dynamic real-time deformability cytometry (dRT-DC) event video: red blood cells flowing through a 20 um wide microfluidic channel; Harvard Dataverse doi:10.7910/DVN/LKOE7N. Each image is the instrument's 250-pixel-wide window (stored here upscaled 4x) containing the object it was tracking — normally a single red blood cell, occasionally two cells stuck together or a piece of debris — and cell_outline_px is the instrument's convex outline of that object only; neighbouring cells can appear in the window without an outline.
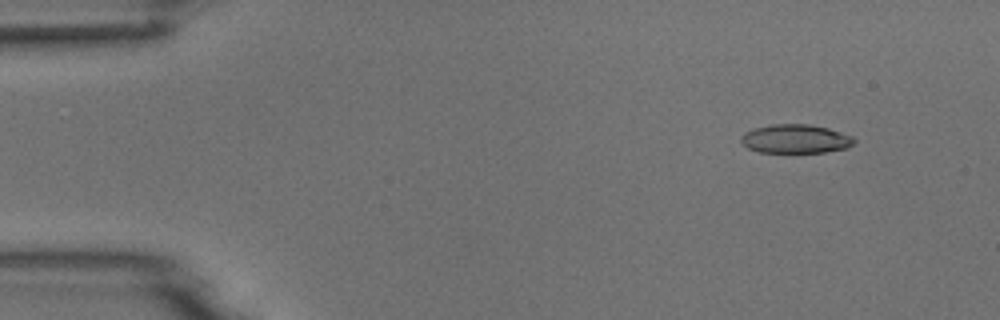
{"species": "common noctule bat (a hibernating species)", "species_latin": "Nyctalus noctula", "temperature_condition": "room temperature", "stored_images_in_passage": 4, "camera_frame_rate_fps": 3000, "um_per_image_px": 0.085, "animal": {"sex": "male", "body_mass_g": 18.8}, "frame": {"image": 1, "passage_image": 2, "time_ms": 1.0, "image_size_px": [1000, 320], "cell_outline_px": [[856, 140], [848, 148], [824, 152], [760, 152], [748, 148], [740, 140], [740, 136], [744, 132], [756, 128], [772, 124], [808, 124], [828, 128], [852, 136]], "centroid_in_image_um": [67.62, 11.8], "position_along_channel_um": 17.4, "area_um2": 18.9}}
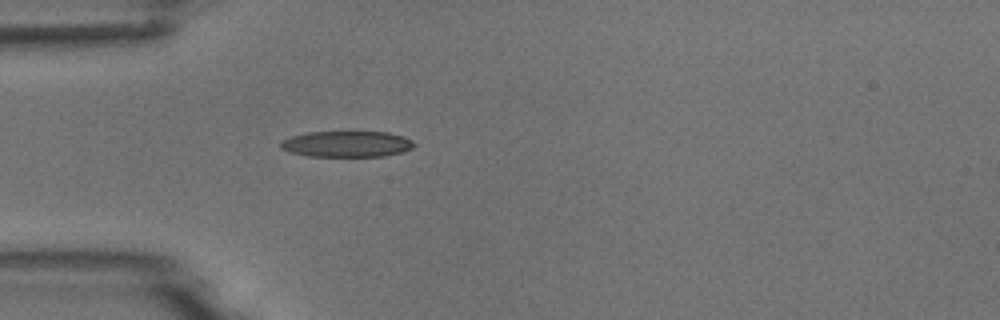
{"frame": {"image": 2, "passage_image": 4, "time_ms": 4.333, "image_size_px": [1000, 320], "cell_outline_px": [[416, 144], [412, 148], [404, 152], [384, 156], [308, 156], [288, 152], [280, 148], [280, 140], [292, 136], [308, 132], [388, 132], [404, 136], [412, 140]], "centroid_in_image_um": [29.48, 12.24], "position_along_channel_um": 55.5, "area_um2": 20.4}}